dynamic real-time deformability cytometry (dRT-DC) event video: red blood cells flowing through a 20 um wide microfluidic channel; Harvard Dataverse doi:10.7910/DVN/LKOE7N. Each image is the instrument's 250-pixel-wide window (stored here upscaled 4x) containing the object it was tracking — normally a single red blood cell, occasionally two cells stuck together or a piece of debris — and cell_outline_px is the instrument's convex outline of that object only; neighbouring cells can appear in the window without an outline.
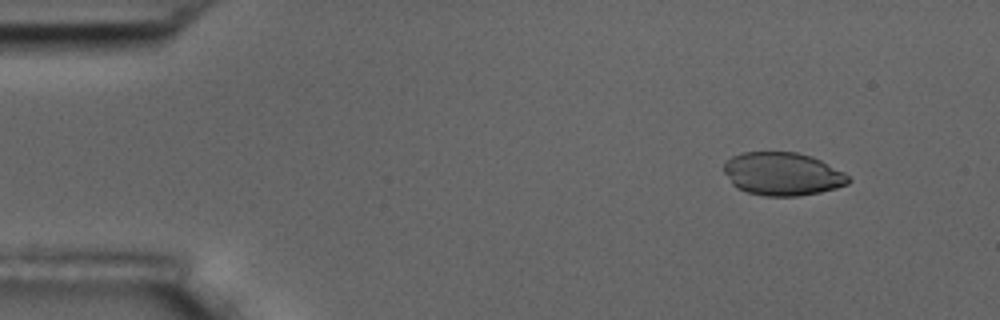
{"species": "common noctule bat (a hibernating species)", "species_latin": "Nyctalus noctula", "temperature_condition": "room temperature", "stored_images_in_passage": 4, "camera_frame_rate_fps": 3000, "um_per_image_px": 0.085, "animal": {"sex": "male", "body_mass_g": 17.5, "forearm_length_mm": 52.3}, "frame": {"image": 1, "passage_image": 1, "time_ms": 0.0, "image_size_px": [1000, 320], "cell_outline_px": [[852, 180], [848, 184], [836, 188], [820, 192], [800, 196], [764, 196], [748, 192], [736, 188], [732, 184], [724, 172], [724, 164], [732, 156], [744, 152], [796, 152], [812, 156], [844, 172]], "centroid_in_image_um": [66.52, 14.79], "position_along_channel_um": 18.5, "area_um2": 31.33}}